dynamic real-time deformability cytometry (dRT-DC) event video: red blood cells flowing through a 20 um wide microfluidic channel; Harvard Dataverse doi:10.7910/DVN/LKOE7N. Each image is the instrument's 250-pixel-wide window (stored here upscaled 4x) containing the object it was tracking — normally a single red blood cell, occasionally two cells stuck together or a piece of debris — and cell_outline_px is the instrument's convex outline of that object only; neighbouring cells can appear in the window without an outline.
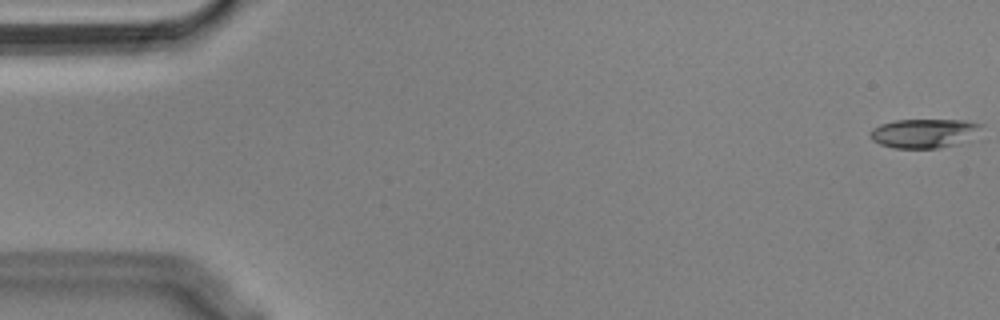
{"species": "Egyptian fruit bat (a non-hibernating species)", "species_latin": "Rousettus aegyptiacus", "temperature_condition": "cold", "stored_images_in_passage": 56, "camera_frame_rate_fps": 3000, "um_per_image_px": 0.085, "animal": {"sex": "male"}, "frame": {"image": 1, "passage_image": 1, "time_ms": 0.0, "image_size_px": [1000, 320], "cell_outline_px": [[984, 124], [980, 140], [940, 148], [892, 148], [880, 144], [872, 140], [868, 136], [868, 132], [872, 128], [880, 124], [896, 120], [964, 120]], "centroid_in_image_um": [78.69, 11.34], "position_along_channel_um": 6.3, "area_um2": 19.88}}
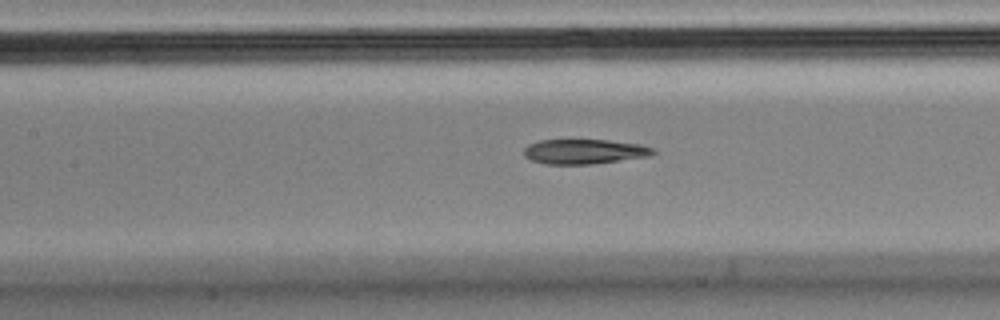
{"frame": {"image": 2, "passage_image": 25, "time_ms": 8.0, "image_size_px": [1000, 320], "cell_outline_px": [[656, 152], [652, 156], [588, 164], [544, 164], [532, 160], [524, 156], [524, 148], [528, 144], [540, 140], [608, 140], [640, 144], [656, 148]], "centroid_in_image_um": [49.69, 12.88], "position_along_channel_um": 157.7, "area_um2": 18.73}}
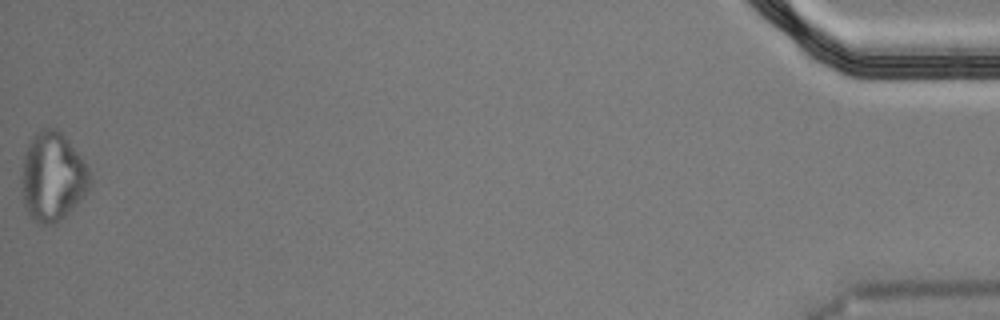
{"frame": {"image": 3, "passage_image": 56, "time_ms": 18.333, "image_size_px": [1000, 320], "cell_outline_px": [[92, 184], [88, 192], [56, 224], [36, 224], [32, 220], [24, 208], [20, 180], [24, 152], [28, 144], [36, 132], [40, 128], [56, 128], [68, 140], [84, 160], [92, 176]], "centroid_in_image_um": [4.46, 15.04], "position_along_channel_um": 430.7, "area_um2": 36.01}, "authors_computed_cell_mechanics": {"area_um2": 20.0855, "velocity_mm_per_s": 3.603, "shape_relaxation_time_tau1_ms": null, "shape_relaxation_time_tau2_ms": 6.366, "deformation_change_tau1": null, "deformation_change_tau2": 0.1398}}